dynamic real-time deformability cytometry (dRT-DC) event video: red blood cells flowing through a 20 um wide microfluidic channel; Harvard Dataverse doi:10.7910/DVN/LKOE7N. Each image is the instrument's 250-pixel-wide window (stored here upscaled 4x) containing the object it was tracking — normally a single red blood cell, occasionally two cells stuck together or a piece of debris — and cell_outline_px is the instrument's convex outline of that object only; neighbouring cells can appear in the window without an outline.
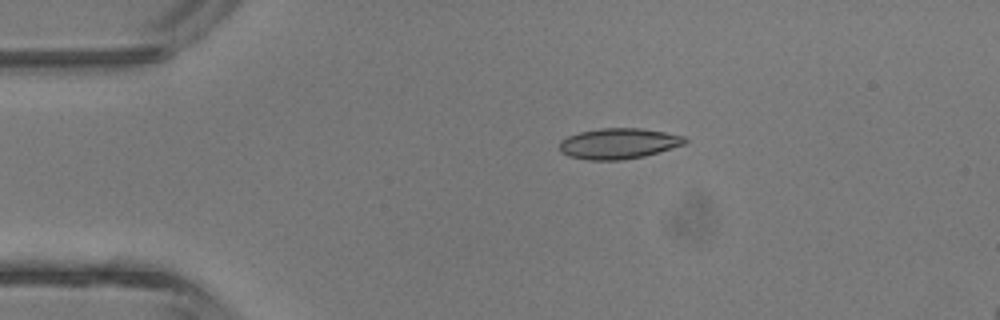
{"species": "common noctule bat (a hibernating species)", "species_latin": "Nyctalus noctula", "temperature_condition": "room temperature", "stored_images_in_passage": 3, "camera_frame_rate_fps": 3000, "um_per_image_px": 0.085, "animal": {"sex": "male", "body_mass_g": 13.3}, "frame": {"image": 1, "passage_image": 2, "time_ms": 2.0, "image_size_px": [1000, 320], "cell_outline_px": [[688, 140], [684, 144], [644, 156], [620, 160], [588, 160], [568, 156], [560, 152], [560, 140], [568, 136], [580, 132], [600, 128], [640, 128], [664, 132], [684, 136]], "centroid_in_image_um": [52.55, 12.2], "position_along_channel_um": 32.5, "area_um2": 22.31}}